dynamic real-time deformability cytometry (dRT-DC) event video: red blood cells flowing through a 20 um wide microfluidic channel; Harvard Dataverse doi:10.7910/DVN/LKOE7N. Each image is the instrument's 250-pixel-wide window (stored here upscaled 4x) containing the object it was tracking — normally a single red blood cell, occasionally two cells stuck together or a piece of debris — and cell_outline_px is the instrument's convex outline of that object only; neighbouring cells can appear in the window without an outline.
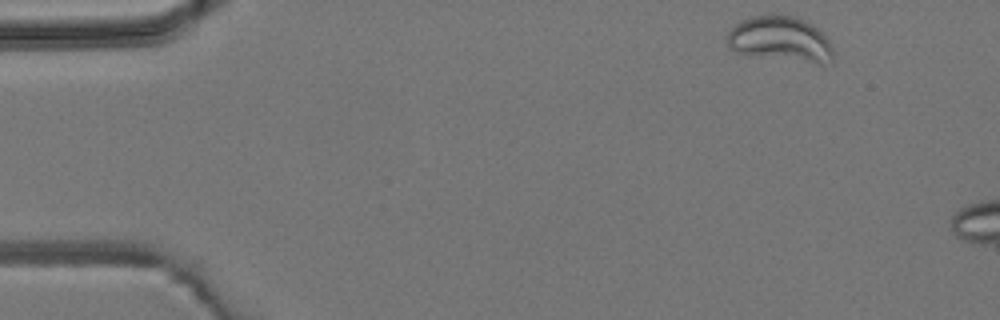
{"species": "common noctule bat (a hibernating species)", "species_latin": "Nyctalus noctula", "temperature_condition": "room temperature", "stored_images_in_passage": 3, "camera_frame_rate_fps": 3000, "um_per_image_px": 0.085, "animal": {"sex": "male", "body_mass_g": 19.2, "forearm_length_mm": 51.8}, "frame": {"image": 1, "passage_image": 1, "time_ms": 0.0, "image_size_px": [1000, 320], "cell_outline_px": [[832, 64], [816, 64], [736, 52], [728, 48], [728, 32], [740, 20], [752, 16], [772, 12], [792, 16], [804, 20], [812, 24], [824, 32], [832, 48]], "centroid_in_image_um": [66.36, 3.3], "position_along_channel_um": 18.6, "area_um2": 28.38}}